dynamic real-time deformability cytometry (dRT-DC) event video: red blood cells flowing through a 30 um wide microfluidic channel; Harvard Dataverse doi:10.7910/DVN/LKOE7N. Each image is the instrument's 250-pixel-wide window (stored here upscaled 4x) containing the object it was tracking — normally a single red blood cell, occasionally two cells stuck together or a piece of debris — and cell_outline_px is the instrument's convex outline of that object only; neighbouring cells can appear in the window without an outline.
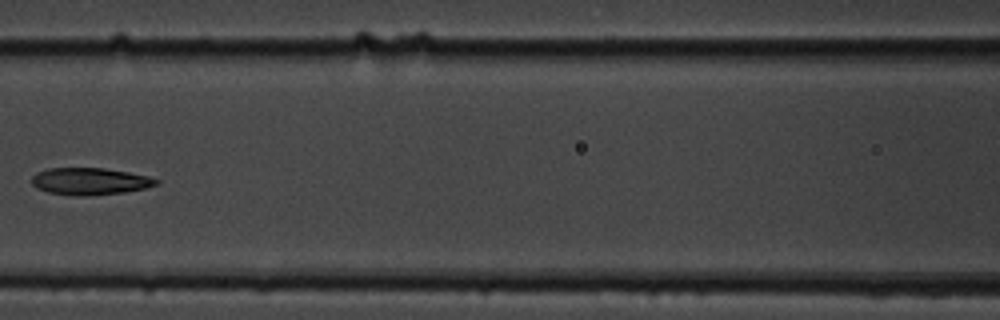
{"species": "common noctule bat (a hibernating species)", "species_latin": "Nyctalus noctula", "temperature_condition": "cold", "stored_images_in_passage": 9, "camera_frame_rate_fps": 3000, "um_per_image_px": 0.085, "animal": {"sex": "male", "body_mass_g": 19.5, "forearm_length_mm": 54.6}, "frame": {"image": 1, "passage_image": 7, "time_ms": 7.0, "image_size_px": [1000, 320], "cell_outline_px": [[160, 180], [156, 184], [144, 188], [124, 192], [88, 196], [76, 196], [48, 192], [36, 188], [32, 184], [32, 176], [36, 172], [48, 168], [104, 168], [128, 172], [148, 176]], "centroid_in_image_um": [7.6, 15.41], "position_along_channel_um": 159.0, "area_um2": 19.59}}
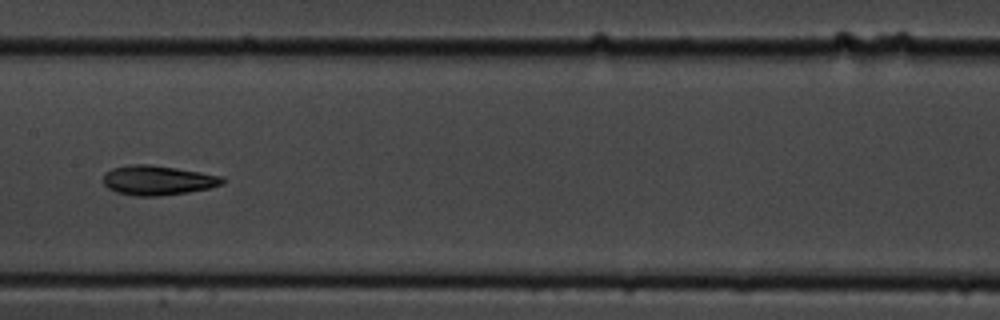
{"frame": {"image": 2, "passage_image": 8, "time_ms": 8.0, "image_size_px": [1000, 320], "cell_outline_px": [[228, 180], [224, 184], [208, 188], [188, 192], [160, 196], [136, 196], [116, 192], [108, 188], [104, 184], [104, 172], [112, 168], [132, 164], [152, 164], [224, 176]], "centroid_in_image_um": [13.44, 15.32], "position_along_channel_um": 194.0, "area_um2": 20.75}}
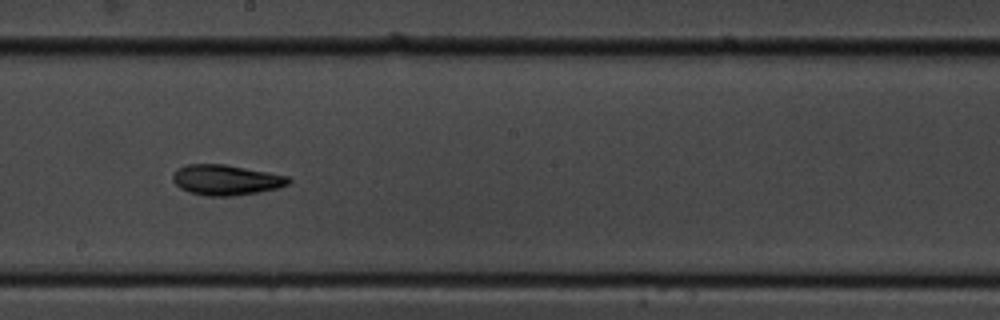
{"frame": {"image": 3, "passage_image": 9, "time_ms": 9.0, "image_size_px": [1000, 320], "cell_outline_px": [[292, 180], [288, 184], [280, 188], [232, 196], [208, 196], [188, 192], [180, 188], [172, 180], [172, 176], [176, 168], [188, 164], [224, 164], [268, 172], [288, 176]], "centroid_in_image_um": [19.19, 15.29], "position_along_channel_um": 229.0, "area_um2": 20.52}}